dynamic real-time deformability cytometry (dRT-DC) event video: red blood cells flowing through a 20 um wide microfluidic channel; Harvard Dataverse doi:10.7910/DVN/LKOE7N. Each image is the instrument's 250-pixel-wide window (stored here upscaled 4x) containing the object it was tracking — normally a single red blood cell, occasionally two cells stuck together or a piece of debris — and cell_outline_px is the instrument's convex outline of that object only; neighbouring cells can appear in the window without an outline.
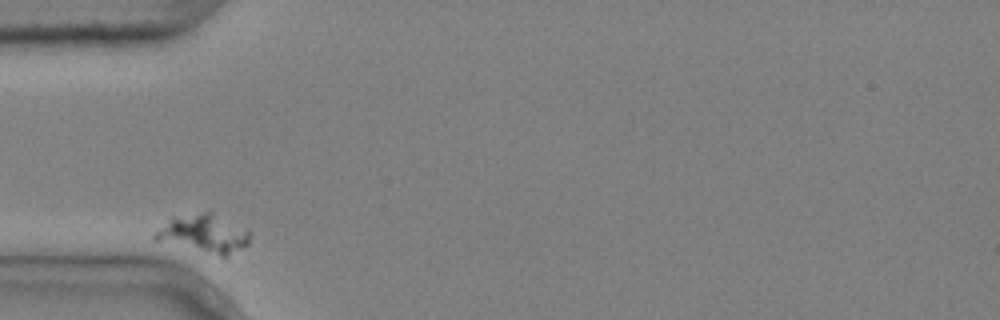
{"species": "common noctule bat (a hibernating species)", "species_latin": "Nyctalus noctula", "temperature_condition": "cold", "stored_images_in_passage": 2, "camera_frame_rate_fps": 3000, "um_per_image_px": 0.085, "animal": {"sex": "male", "body_mass_g": 20.4}, "frame": {"image": 1, "passage_image": 1, "time_ms": 0.0, "image_size_px": [1000, 320], "cell_outline_px": [[248, 244], [224, 260], [152, 240], [152, 232], [172, 216], [204, 212], [212, 212], [248, 228]], "centroid_in_image_um": [17.27, 19.92], "position_along_channel_um": 67.7, "area_um2": 22.43}}